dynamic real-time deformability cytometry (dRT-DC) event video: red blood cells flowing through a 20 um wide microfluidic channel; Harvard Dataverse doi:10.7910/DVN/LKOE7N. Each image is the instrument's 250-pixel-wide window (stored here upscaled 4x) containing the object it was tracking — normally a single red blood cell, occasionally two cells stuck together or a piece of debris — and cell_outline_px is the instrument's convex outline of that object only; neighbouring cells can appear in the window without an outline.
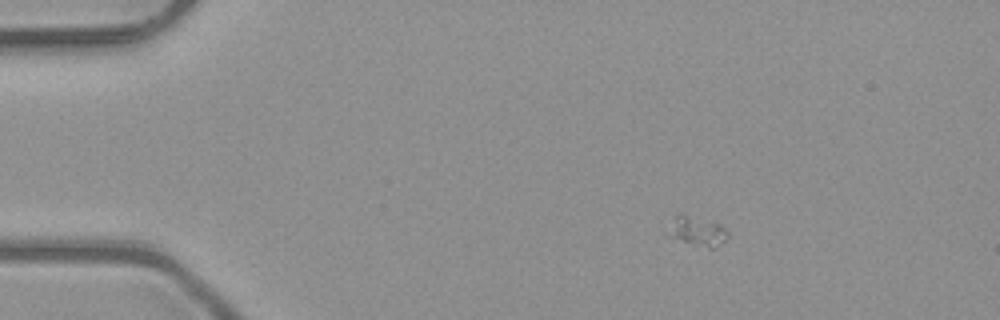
{"species": "common noctule bat (a hibernating species)", "species_latin": "Nyctalus noctula", "temperature_condition": "room temperature", "stored_images_in_passage": 3, "camera_frame_rate_fps": 3000, "um_per_image_px": 0.085, "animal": {"sex": "male", "body_mass_g": 23.1, "forearm_length_mm": 52.7}, "frame": {"image": 1, "passage_image": 1, "time_ms": 0.0, "image_size_px": [1000, 320], "cell_outline_px": [[728, 236], [716, 248], [708, 248], [664, 236], [676, 216], [680, 212], [684, 212], [716, 224], [724, 228], [728, 232]], "centroid_in_image_um": [59.2, 19.65], "position_along_channel_um": 25.8, "area_um2": 10.23}}